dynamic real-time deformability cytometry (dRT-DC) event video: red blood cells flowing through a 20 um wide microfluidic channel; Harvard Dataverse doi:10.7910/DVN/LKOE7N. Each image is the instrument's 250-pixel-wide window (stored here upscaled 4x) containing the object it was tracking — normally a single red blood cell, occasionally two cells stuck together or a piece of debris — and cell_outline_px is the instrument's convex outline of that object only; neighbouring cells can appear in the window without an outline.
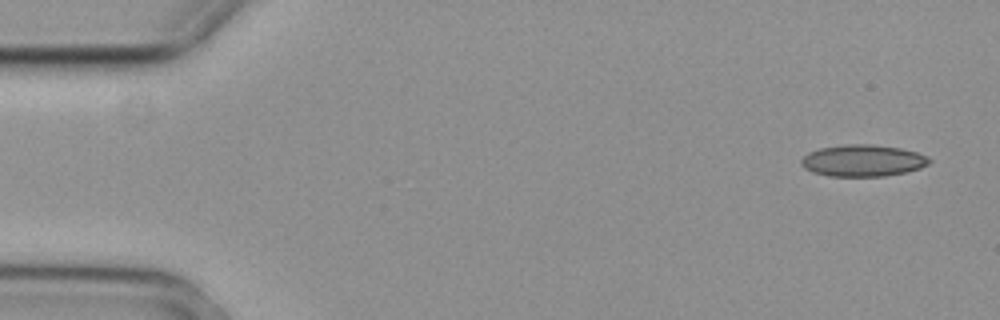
{"species": "common noctule bat (a hibernating species)", "species_latin": "Nyctalus noctula", "temperature_condition": "cold", "stored_images_in_passage": 2, "segment_of_instrument_passage": [2, 2], "camera_frame_rate_fps": 3000, "um_per_image_px": 0.085, "animal": {"sex": "female", "body_mass_g": 29.2, "forearm_length_mm": 56.3}, "frame": {"image": 1, "passage_image": 2, "time_ms": 0.333, "image_size_px": [1000, 320], "cell_outline_px": [[932, 160], [928, 164], [920, 168], [908, 172], [884, 176], [828, 176], [812, 172], [804, 168], [800, 164], [800, 160], [808, 152], [820, 148], [848, 144], [868, 144], [900, 148], [916, 152], [928, 156]], "centroid_in_image_um": [73.34, 13.66], "position_along_channel_um": 11.7, "area_um2": 23.76}}